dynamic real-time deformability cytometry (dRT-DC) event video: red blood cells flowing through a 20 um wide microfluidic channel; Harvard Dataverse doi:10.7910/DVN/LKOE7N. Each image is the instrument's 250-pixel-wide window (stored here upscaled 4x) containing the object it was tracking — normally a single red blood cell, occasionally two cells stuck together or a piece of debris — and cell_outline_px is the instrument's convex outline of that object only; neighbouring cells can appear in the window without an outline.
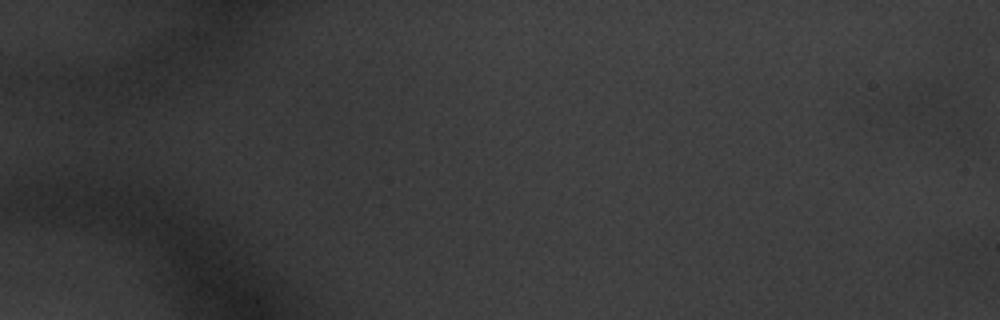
{"species": "common noctule bat (a hibernating species)", "species_latin": "Nyctalus noctula", "temperature_condition": "warm", "stored_images_in_passage": 8, "camera_frame_rate_fps": 3000, "um_per_image_px": 0.085, "animal": {"sex": "male", "body_mass_g": 20.1, "forearm_length_mm": 53.5}, "frame": {"image": 1, "passage_image": 1, "time_ms": 0.0, "image_size_px": [1000, 320], "cell_outline_px": [[964, 124], [956, 132], [884, 112], [876, 108], [880, 100], [888, 96], [936, 80], [948, 88], [956, 104]], "centroid_in_image_um": [78.64, 9.01], "position_along_channel_um": 6.4, "area_um2": 18.61}}